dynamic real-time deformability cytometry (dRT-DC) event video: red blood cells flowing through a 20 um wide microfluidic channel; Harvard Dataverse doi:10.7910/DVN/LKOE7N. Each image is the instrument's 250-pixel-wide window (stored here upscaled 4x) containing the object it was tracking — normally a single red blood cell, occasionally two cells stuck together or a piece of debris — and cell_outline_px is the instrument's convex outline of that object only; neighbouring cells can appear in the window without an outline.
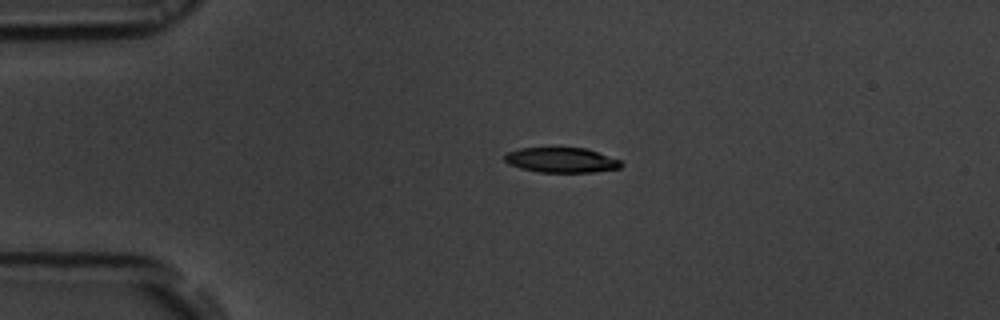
{"species": "common noctule bat (a hibernating species)", "species_latin": "Nyctalus noctula", "temperature_condition": "room temperature", "stored_images_in_passage": 42, "camera_frame_rate_fps": 3000, "um_per_image_px": 0.085, "animal": {"sex": "male", "body_mass_g": 19.5, "forearm_length_mm": 54.6}, "frame": {"image": 1, "passage_image": 1, "time_ms": 0.0, "image_size_px": [1000, 320], "cell_outline_px": [[624, 164], [620, 168], [592, 172], [540, 172], [520, 168], [508, 164], [504, 160], [504, 156], [508, 152], [520, 148], [584, 148], [620, 160]], "centroid_in_image_um": [47.7, 13.61], "position_along_channel_um": 37.3, "area_um2": 16.82}}
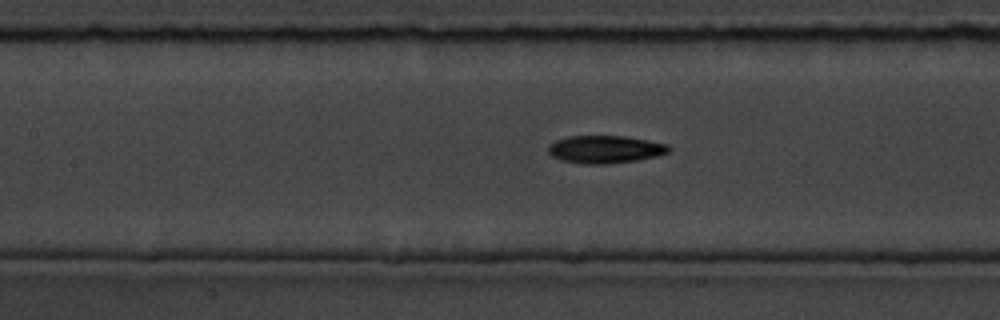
{"frame": {"image": 2, "passage_image": 13, "time_ms": 4.0, "image_size_px": [1000, 320], "cell_outline_px": [[672, 148], [668, 152], [656, 156], [636, 160], [608, 164], [584, 164], [560, 160], [552, 156], [548, 152], [548, 144], [556, 140], [568, 136], [624, 136], [648, 140], [668, 144]], "centroid_in_image_um": [51.42, 12.69], "position_along_channel_um": 156.0, "area_um2": 19.54}}
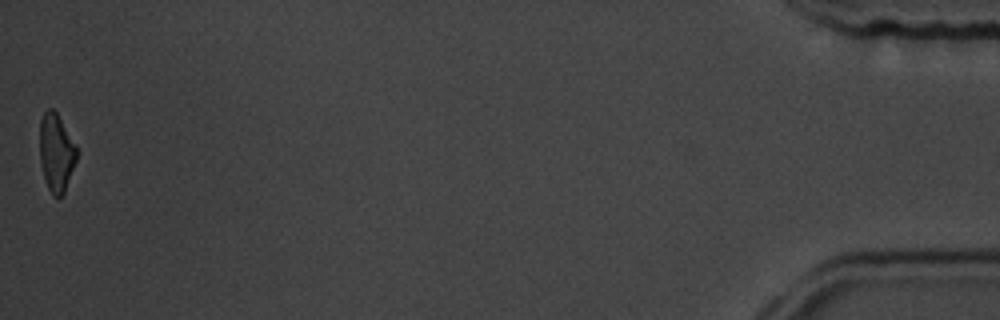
{"frame": {"image": 3, "passage_image": 42, "time_ms": 13.667, "image_size_px": [1000, 320], "cell_outline_px": [[80, 152], [64, 192], [60, 196], [52, 196], [48, 188], [40, 164], [40, 120], [44, 112], [48, 108], [52, 108], [56, 112], [76, 144]], "centroid_in_image_um": [4.8, 12.96], "position_along_channel_um": 430.4, "area_um2": 16.94}, "authors_computed_cell_mechanics": {"area_um2": 18.6116, "velocity_mm_per_s": 3.8524, "shape_relaxation_time_tau1_ms": 2.9438, "shape_relaxation_time_tau2_ms": null, "deformation_change_tau1": 0.1548, "deformation_change_tau2": null}}